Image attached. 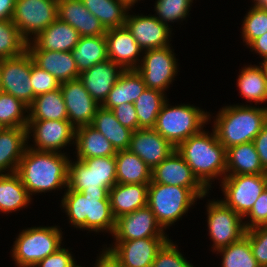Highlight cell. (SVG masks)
<instances>
[{"label":"cell","instance_id":"e0dca14e","mask_svg":"<svg viewBox=\"0 0 267 267\" xmlns=\"http://www.w3.org/2000/svg\"><path fill=\"white\" fill-rule=\"evenodd\" d=\"M125 26L143 51L170 45L172 30L153 15L139 16L127 13Z\"/></svg>","mask_w":267,"mask_h":267},{"label":"cell","instance_id":"db71d44e","mask_svg":"<svg viewBox=\"0 0 267 267\" xmlns=\"http://www.w3.org/2000/svg\"><path fill=\"white\" fill-rule=\"evenodd\" d=\"M248 47L252 49V51H256L262 59L267 58V32L263 35L259 36L258 38L254 39Z\"/></svg>","mask_w":267,"mask_h":267},{"label":"cell","instance_id":"f1b7e54d","mask_svg":"<svg viewBox=\"0 0 267 267\" xmlns=\"http://www.w3.org/2000/svg\"><path fill=\"white\" fill-rule=\"evenodd\" d=\"M267 173L259 159L253 142H247L226 149V175H247Z\"/></svg>","mask_w":267,"mask_h":267},{"label":"cell","instance_id":"ba28073f","mask_svg":"<svg viewBox=\"0 0 267 267\" xmlns=\"http://www.w3.org/2000/svg\"><path fill=\"white\" fill-rule=\"evenodd\" d=\"M221 186L225 196L221 201L245 219L267 187V173L226 175L222 178Z\"/></svg>","mask_w":267,"mask_h":267},{"label":"cell","instance_id":"816d5d0a","mask_svg":"<svg viewBox=\"0 0 267 267\" xmlns=\"http://www.w3.org/2000/svg\"><path fill=\"white\" fill-rule=\"evenodd\" d=\"M253 143L259 155L260 163L263 169L267 172V123L254 138Z\"/></svg>","mask_w":267,"mask_h":267},{"label":"cell","instance_id":"f907efd6","mask_svg":"<svg viewBox=\"0 0 267 267\" xmlns=\"http://www.w3.org/2000/svg\"><path fill=\"white\" fill-rule=\"evenodd\" d=\"M117 120L133 132L138 129V117L134 103H123L111 110Z\"/></svg>","mask_w":267,"mask_h":267},{"label":"cell","instance_id":"ee69618b","mask_svg":"<svg viewBox=\"0 0 267 267\" xmlns=\"http://www.w3.org/2000/svg\"><path fill=\"white\" fill-rule=\"evenodd\" d=\"M102 180L104 185L111 189L116 183V160L115 156L95 157L82 160Z\"/></svg>","mask_w":267,"mask_h":267},{"label":"cell","instance_id":"f35d334b","mask_svg":"<svg viewBox=\"0 0 267 267\" xmlns=\"http://www.w3.org/2000/svg\"><path fill=\"white\" fill-rule=\"evenodd\" d=\"M29 107L11 94L0 93V126L27 128Z\"/></svg>","mask_w":267,"mask_h":267},{"label":"cell","instance_id":"6f0895ef","mask_svg":"<svg viewBox=\"0 0 267 267\" xmlns=\"http://www.w3.org/2000/svg\"><path fill=\"white\" fill-rule=\"evenodd\" d=\"M261 67L263 68V71L265 73V77L267 78V58L263 59L261 63H259Z\"/></svg>","mask_w":267,"mask_h":267},{"label":"cell","instance_id":"5b68a950","mask_svg":"<svg viewBox=\"0 0 267 267\" xmlns=\"http://www.w3.org/2000/svg\"><path fill=\"white\" fill-rule=\"evenodd\" d=\"M207 188H186L151 181L148 187L147 206L152 210L163 229L180 220L199 198H204Z\"/></svg>","mask_w":267,"mask_h":267},{"label":"cell","instance_id":"9a60e30c","mask_svg":"<svg viewBox=\"0 0 267 267\" xmlns=\"http://www.w3.org/2000/svg\"><path fill=\"white\" fill-rule=\"evenodd\" d=\"M168 237H148L129 241H116L109 250L123 267H152L158 250Z\"/></svg>","mask_w":267,"mask_h":267},{"label":"cell","instance_id":"b9f144b4","mask_svg":"<svg viewBox=\"0 0 267 267\" xmlns=\"http://www.w3.org/2000/svg\"><path fill=\"white\" fill-rule=\"evenodd\" d=\"M242 37L246 45L267 32V9L253 5L243 20Z\"/></svg>","mask_w":267,"mask_h":267},{"label":"cell","instance_id":"7a4b0ae2","mask_svg":"<svg viewBox=\"0 0 267 267\" xmlns=\"http://www.w3.org/2000/svg\"><path fill=\"white\" fill-rule=\"evenodd\" d=\"M212 130L209 134L202 129L175 148L208 190H211V180L226 176V149Z\"/></svg>","mask_w":267,"mask_h":267},{"label":"cell","instance_id":"d6a6232c","mask_svg":"<svg viewBox=\"0 0 267 267\" xmlns=\"http://www.w3.org/2000/svg\"><path fill=\"white\" fill-rule=\"evenodd\" d=\"M68 120L60 88L38 95L29 106L28 121Z\"/></svg>","mask_w":267,"mask_h":267},{"label":"cell","instance_id":"6da1fadb","mask_svg":"<svg viewBox=\"0 0 267 267\" xmlns=\"http://www.w3.org/2000/svg\"><path fill=\"white\" fill-rule=\"evenodd\" d=\"M68 167L69 158L65 153L37 151L27 146L16 173L31 197L67 188Z\"/></svg>","mask_w":267,"mask_h":267},{"label":"cell","instance_id":"30bf717a","mask_svg":"<svg viewBox=\"0 0 267 267\" xmlns=\"http://www.w3.org/2000/svg\"><path fill=\"white\" fill-rule=\"evenodd\" d=\"M57 3L58 0L15 1L12 22L27 43L58 18Z\"/></svg>","mask_w":267,"mask_h":267},{"label":"cell","instance_id":"f546056e","mask_svg":"<svg viewBox=\"0 0 267 267\" xmlns=\"http://www.w3.org/2000/svg\"><path fill=\"white\" fill-rule=\"evenodd\" d=\"M84 6L100 21L106 30L125 25L132 0H81Z\"/></svg>","mask_w":267,"mask_h":267},{"label":"cell","instance_id":"f5cc1de1","mask_svg":"<svg viewBox=\"0 0 267 267\" xmlns=\"http://www.w3.org/2000/svg\"><path fill=\"white\" fill-rule=\"evenodd\" d=\"M94 267H123L116 257L107 249L102 250V254L96 260Z\"/></svg>","mask_w":267,"mask_h":267},{"label":"cell","instance_id":"bcb514c9","mask_svg":"<svg viewBox=\"0 0 267 267\" xmlns=\"http://www.w3.org/2000/svg\"><path fill=\"white\" fill-rule=\"evenodd\" d=\"M254 258L260 267H267V226L246 230Z\"/></svg>","mask_w":267,"mask_h":267},{"label":"cell","instance_id":"ffe728a7","mask_svg":"<svg viewBox=\"0 0 267 267\" xmlns=\"http://www.w3.org/2000/svg\"><path fill=\"white\" fill-rule=\"evenodd\" d=\"M123 71L120 65L108 59L81 72L79 79L92 98L101 105Z\"/></svg>","mask_w":267,"mask_h":267},{"label":"cell","instance_id":"7dc6e473","mask_svg":"<svg viewBox=\"0 0 267 267\" xmlns=\"http://www.w3.org/2000/svg\"><path fill=\"white\" fill-rule=\"evenodd\" d=\"M31 85L33 87L34 96L45 94L60 88L61 83L49 72L37 66L32 59Z\"/></svg>","mask_w":267,"mask_h":267},{"label":"cell","instance_id":"681fc988","mask_svg":"<svg viewBox=\"0 0 267 267\" xmlns=\"http://www.w3.org/2000/svg\"><path fill=\"white\" fill-rule=\"evenodd\" d=\"M68 249L60 247L53 254L47 256L34 267H75L76 261Z\"/></svg>","mask_w":267,"mask_h":267},{"label":"cell","instance_id":"7c38bea8","mask_svg":"<svg viewBox=\"0 0 267 267\" xmlns=\"http://www.w3.org/2000/svg\"><path fill=\"white\" fill-rule=\"evenodd\" d=\"M32 57L26 50L21 55L1 59L2 90L21 100L28 107L35 96L31 85Z\"/></svg>","mask_w":267,"mask_h":267},{"label":"cell","instance_id":"cb8c5ba5","mask_svg":"<svg viewBox=\"0 0 267 267\" xmlns=\"http://www.w3.org/2000/svg\"><path fill=\"white\" fill-rule=\"evenodd\" d=\"M149 184L116 183L109 190V198L113 217L132 213L147 206Z\"/></svg>","mask_w":267,"mask_h":267},{"label":"cell","instance_id":"e575fe53","mask_svg":"<svg viewBox=\"0 0 267 267\" xmlns=\"http://www.w3.org/2000/svg\"><path fill=\"white\" fill-rule=\"evenodd\" d=\"M31 199L16 172L0 174V212L12 213L20 210L27 207Z\"/></svg>","mask_w":267,"mask_h":267},{"label":"cell","instance_id":"277c9868","mask_svg":"<svg viewBox=\"0 0 267 267\" xmlns=\"http://www.w3.org/2000/svg\"><path fill=\"white\" fill-rule=\"evenodd\" d=\"M266 123L267 107L230 105L220 109L213 129L221 145L228 149L253 142Z\"/></svg>","mask_w":267,"mask_h":267},{"label":"cell","instance_id":"484cf974","mask_svg":"<svg viewBox=\"0 0 267 267\" xmlns=\"http://www.w3.org/2000/svg\"><path fill=\"white\" fill-rule=\"evenodd\" d=\"M27 141L26 128L13 127L1 129L0 174H9L17 171L19 162L27 147ZM5 170L8 172L6 173Z\"/></svg>","mask_w":267,"mask_h":267},{"label":"cell","instance_id":"7bdbcfd3","mask_svg":"<svg viewBox=\"0 0 267 267\" xmlns=\"http://www.w3.org/2000/svg\"><path fill=\"white\" fill-rule=\"evenodd\" d=\"M193 0H157L155 3V17L168 26V22L185 20Z\"/></svg>","mask_w":267,"mask_h":267},{"label":"cell","instance_id":"d590c367","mask_svg":"<svg viewBox=\"0 0 267 267\" xmlns=\"http://www.w3.org/2000/svg\"><path fill=\"white\" fill-rule=\"evenodd\" d=\"M237 86L240 95L246 100L254 101L255 105L267 101V78L263 68L259 65L243 67L238 76Z\"/></svg>","mask_w":267,"mask_h":267},{"label":"cell","instance_id":"3957f363","mask_svg":"<svg viewBox=\"0 0 267 267\" xmlns=\"http://www.w3.org/2000/svg\"><path fill=\"white\" fill-rule=\"evenodd\" d=\"M65 190L61 205L71 225L94 232L106 230L113 234L116 219L111 211L109 191Z\"/></svg>","mask_w":267,"mask_h":267},{"label":"cell","instance_id":"8fae6325","mask_svg":"<svg viewBox=\"0 0 267 267\" xmlns=\"http://www.w3.org/2000/svg\"><path fill=\"white\" fill-rule=\"evenodd\" d=\"M145 53V54H143ZM141 63L136 68L147 88L165 93L177 74V59L170 45L142 52Z\"/></svg>","mask_w":267,"mask_h":267},{"label":"cell","instance_id":"2e32d148","mask_svg":"<svg viewBox=\"0 0 267 267\" xmlns=\"http://www.w3.org/2000/svg\"><path fill=\"white\" fill-rule=\"evenodd\" d=\"M60 90L66 105L70 123L75 128L91 125L100 105L84 88L82 81L77 78L62 82Z\"/></svg>","mask_w":267,"mask_h":267},{"label":"cell","instance_id":"74e56055","mask_svg":"<svg viewBox=\"0 0 267 267\" xmlns=\"http://www.w3.org/2000/svg\"><path fill=\"white\" fill-rule=\"evenodd\" d=\"M67 189L82 191H109L102 180L82 160H69Z\"/></svg>","mask_w":267,"mask_h":267},{"label":"cell","instance_id":"8d00e7d4","mask_svg":"<svg viewBox=\"0 0 267 267\" xmlns=\"http://www.w3.org/2000/svg\"><path fill=\"white\" fill-rule=\"evenodd\" d=\"M167 100L159 90L147 88L134 102L138 117V129L154 128L163 103Z\"/></svg>","mask_w":267,"mask_h":267},{"label":"cell","instance_id":"60d3db41","mask_svg":"<svg viewBox=\"0 0 267 267\" xmlns=\"http://www.w3.org/2000/svg\"><path fill=\"white\" fill-rule=\"evenodd\" d=\"M27 50V42L10 20H0V59L21 55Z\"/></svg>","mask_w":267,"mask_h":267},{"label":"cell","instance_id":"9f6ffc18","mask_svg":"<svg viewBox=\"0 0 267 267\" xmlns=\"http://www.w3.org/2000/svg\"><path fill=\"white\" fill-rule=\"evenodd\" d=\"M254 5H260L267 9V0H254Z\"/></svg>","mask_w":267,"mask_h":267},{"label":"cell","instance_id":"f6af8a7d","mask_svg":"<svg viewBox=\"0 0 267 267\" xmlns=\"http://www.w3.org/2000/svg\"><path fill=\"white\" fill-rule=\"evenodd\" d=\"M171 241L168 239L158 250L152 267H194Z\"/></svg>","mask_w":267,"mask_h":267},{"label":"cell","instance_id":"7402d4cb","mask_svg":"<svg viewBox=\"0 0 267 267\" xmlns=\"http://www.w3.org/2000/svg\"><path fill=\"white\" fill-rule=\"evenodd\" d=\"M57 15L60 21L75 28L80 37L106 34V29L81 0H58Z\"/></svg>","mask_w":267,"mask_h":267},{"label":"cell","instance_id":"ac0fdd59","mask_svg":"<svg viewBox=\"0 0 267 267\" xmlns=\"http://www.w3.org/2000/svg\"><path fill=\"white\" fill-rule=\"evenodd\" d=\"M129 150L153 169L166 159L175 148L154 128H140L132 132Z\"/></svg>","mask_w":267,"mask_h":267},{"label":"cell","instance_id":"4dcf8cb0","mask_svg":"<svg viewBox=\"0 0 267 267\" xmlns=\"http://www.w3.org/2000/svg\"><path fill=\"white\" fill-rule=\"evenodd\" d=\"M116 180L120 184H149L152 169L129 149L117 151Z\"/></svg>","mask_w":267,"mask_h":267},{"label":"cell","instance_id":"44dd1931","mask_svg":"<svg viewBox=\"0 0 267 267\" xmlns=\"http://www.w3.org/2000/svg\"><path fill=\"white\" fill-rule=\"evenodd\" d=\"M151 181L186 188H206L176 150L152 169Z\"/></svg>","mask_w":267,"mask_h":267},{"label":"cell","instance_id":"4316f807","mask_svg":"<svg viewBox=\"0 0 267 267\" xmlns=\"http://www.w3.org/2000/svg\"><path fill=\"white\" fill-rule=\"evenodd\" d=\"M146 89V84L136 69L124 70L100 106L112 110L123 103H134Z\"/></svg>","mask_w":267,"mask_h":267},{"label":"cell","instance_id":"83f0119b","mask_svg":"<svg viewBox=\"0 0 267 267\" xmlns=\"http://www.w3.org/2000/svg\"><path fill=\"white\" fill-rule=\"evenodd\" d=\"M77 159L115 156L117 151L105 136L91 125L75 128Z\"/></svg>","mask_w":267,"mask_h":267},{"label":"cell","instance_id":"8992f818","mask_svg":"<svg viewBox=\"0 0 267 267\" xmlns=\"http://www.w3.org/2000/svg\"><path fill=\"white\" fill-rule=\"evenodd\" d=\"M167 101L161 107L154 129L176 148L199 133L209 121L210 114L190 104L170 106Z\"/></svg>","mask_w":267,"mask_h":267},{"label":"cell","instance_id":"52a82bcc","mask_svg":"<svg viewBox=\"0 0 267 267\" xmlns=\"http://www.w3.org/2000/svg\"><path fill=\"white\" fill-rule=\"evenodd\" d=\"M57 226L31 227L19 233L12 248V258L18 267H34L57 251L62 243Z\"/></svg>","mask_w":267,"mask_h":267},{"label":"cell","instance_id":"9c48e42d","mask_svg":"<svg viewBox=\"0 0 267 267\" xmlns=\"http://www.w3.org/2000/svg\"><path fill=\"white\" fill-rule=\"evenodd\" d=\"M207 223L213 250L218 251L242 239L246 234L244 222L238 213L220 200L207 204Z\"/></svg>","mask_w":267,"mask_h":267},{"label":"cell","instance_id":"c3c4849f","mask_svg":"<svg viewBox=\"0 0 267 267\" xmlns=\"http://www.w3.org/2000/svg\"><path fill=\"white\" fill-rule=\"evenodd\" d=\"M245 217L250 218L249 222L244 221L246 230L258 226H267V188L263 190Z\"/></svg>","mask_w":267,"mask_h":267},{"label":"cell","instance_id":"11a10c76","mask_svg":"<svg viewBox=\"0 0 267 267\" xmlns=\"http://www.w3.org/2000/svg\"><path fill=\"white\" fill-rule=\"evenodd\" d=\"M16 0H0V20H10L13 17Z\"/></svg>","mask_w":267,"mask_h":267},{"label":"cell","instance_id":"d6986e66","mask_svg":"<svg viewBox=\"0 0 267 267\" xmlns=\"http://www.w3.org/2000/svg\"><path fill=\"white\" fill-rule=\"evenodd\" d=\"M108 59L120 65L124 70L136 69L139 66V56L143 51L130 31L124 25L106 30Z\"/></svg>","mask_w":267,"mask_h":267},{"label":"cell","instance_id":"1f68e13d","mask_svg":"<svg viewBox=\"0 0 267 267\" xmlns=\"http://www.w3.org/2000/svg\"><path fill=\"white\" fill-rule=\"evenodd\" d=\"M91 126L102 133L116 151L129 149L133 131L124 127L111 110L100 106Z\"/></svg>","mask_w":267,"mask_h":267},{"label":"cell","instance_id":"ab89813d","mask_svg":"<svg viewBox=\"0 0 267 267\" xmlns=\"http://www.w3.org/2000/svg\"><path fill=\"white\" fill-rule=\"evenodd\" d=\"M217 252L223 256L221 267H260L252 254L250 242L246 236Z\"/></svg>","mask_w":267,"mask_h":267},{"label":"cell","instance_id":"836d02e7","mask_svg":"<svg viewBox=\"0 0 267 267\" xmlns=\"http://www.w3.org/2000/svg\"><path fill=\"white\" fill-rule=\"evenodd\" d=\"M71 53L79 73L90 69L96 63L108 60L106 37H80Z\"/></svg>","mask_w":267,"mask_h":267},{"label":"cell","instance_id":"680465c9","mask_svg":"<svg viewBox=\"0 0 267 267\" xmlns=\"http://www.w3.org/2000/svg\"><path fill=\"white\" fill-rule=\"evenodd\" d=\"M3 92L2 90V81H1V59H0V93Z\"/></svg>","mask_w":267,"mask_h":267},{"label":"cell","instance_id":"5bb4252c","mask_svg":"<svg viewBox=\"0 0 267 267\" xmlns=\"http://www.w3.org/2000/svg\"><path fill=\"white\" fill-rule=\"evenodd\" d=\"M112 236L116 241L167 237L148 206L118 217L115 220V229Z\"/></svg>","mask_w":267,"mask_h":267},{"label":"cell","instance_id":"603a6c76","mask_svg":"<svg viewBox=\"0 0 267 267\" xmlns=\"http://www.w3.org/2000/svg\"><path fill=\"white\" fill-rule=\"evenodd\" d=\"M78 31L58 18L32 41L27 50H49L71 52L79 41Z\"/></svg>","mask_w":267,"mask_h":267},{"label":"cell","instance_id":"d4e9b609","mask_svg":"<svg viewBox=\"0 0 267 267\" xmlns=\"http://www.w3.org/2000/svg\"><path fill=\"white\" fill-rule=\"evenodd\" d=\"M34 63L52 74L60 83L77 79L80 73L71 52L27 50Z\"/></svg>","mask_w":267,"mask_h":267},{"label":"cell","instance_id":"4fadbf2b","mask_svg":"<svg viewBox=\"0 0 267 267\" xmlns=\"http://www.w3.org/2000/svg\"><path fill=\"white\" fill-rule=\"evenodd\" d=\"M26 129L27 139L33 134L34 145L32 146L35 147L27 146L37 151L60 153V149L68 144H74L75 127L69 120L28 121Z\"/></svg>","mask_w":267,"mask_h":267}]
</instances>
